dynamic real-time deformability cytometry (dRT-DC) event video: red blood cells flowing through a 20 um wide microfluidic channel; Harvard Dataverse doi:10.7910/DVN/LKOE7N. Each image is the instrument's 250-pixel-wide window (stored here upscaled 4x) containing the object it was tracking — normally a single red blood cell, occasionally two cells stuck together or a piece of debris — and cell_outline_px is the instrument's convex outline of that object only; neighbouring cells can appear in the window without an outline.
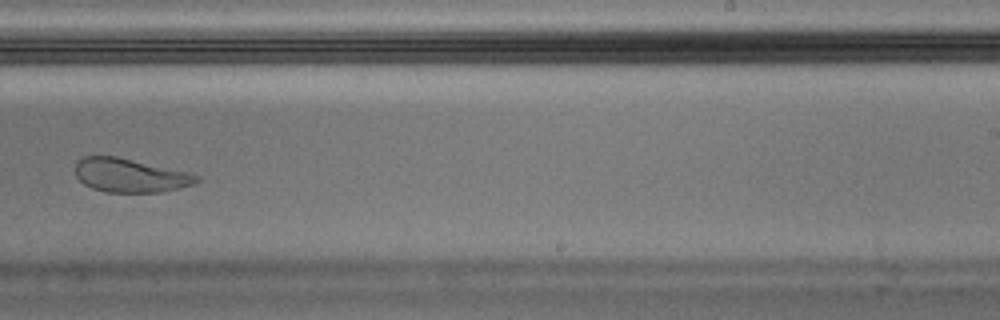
{"species": "Egyptian fruit bat (a non-hibernating species)", "species_latin": "Rousettus aegyptiacus", "temperature_condition": "warm", "stored_images_in_passage": 9, "camera_frame_rate_fps": 3000, "um_per_image_px": 0.085, "animal": {"sex": "male"}, "frame": {"image": 1, "passage_image": 9, "time_ms": 2.667, "image_size_px": [1000, 320], "cell_outline_px": [[204, 180], [196, 184], [164, 192], [104, 192], [92, 188], [84, 184], [76, 176], [76, 160], [84, 156], [116, 156], [192, 172], [200, 176]], "centroid_in_image_um": [11.14, 14.91], "position_along_channel_um": 277.9, "area_um2": 24.39}}